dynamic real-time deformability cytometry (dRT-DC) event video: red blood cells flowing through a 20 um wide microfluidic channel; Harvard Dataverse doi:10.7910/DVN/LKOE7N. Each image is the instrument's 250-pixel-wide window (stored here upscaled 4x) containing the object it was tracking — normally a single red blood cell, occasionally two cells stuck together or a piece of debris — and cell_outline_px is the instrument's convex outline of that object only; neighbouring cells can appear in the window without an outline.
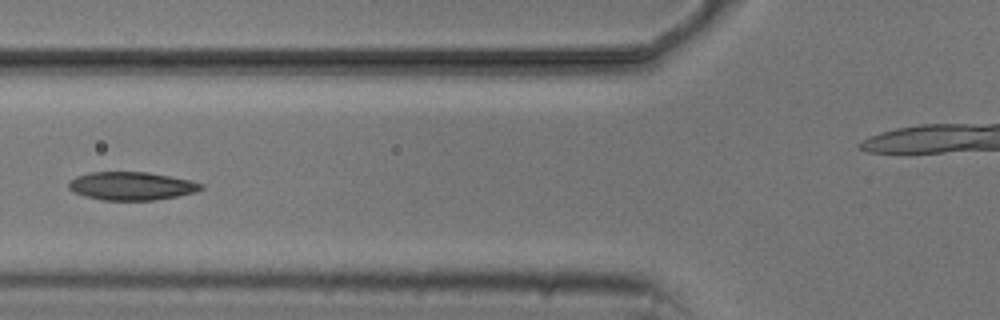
{"species": "common noctule bat (a hibernating species)", "species_latin": "Nyctalus noctula", "temperature_condition": "cold", "stored_images_in_passage": 7, "segment_of_instrument_passage": [1, 2], "camera_frame_rate_fps": 3000, "um_per_image_px": 0.085, "animal": {"sex": "male", "body_mass_g": 20.5, "forearm_length_mm": 52.5}, "frame": {"image": 1, "passage_image": 6, "time_ms": 6.0, "image_size_px": [1000, 320], "cell_outline_px": [[204, 188], [196, 192], [176, 196], [152, 200], [104, 200], [72, 192], [68, 188], [68, 184], [76, 176], [88, 172], [148, 172], [192, 180], [204, 184]], "centroid_in_image_um": [11.2, 15.8], "position_along_channel_um": 114.6, "area_um2": 21.73}}